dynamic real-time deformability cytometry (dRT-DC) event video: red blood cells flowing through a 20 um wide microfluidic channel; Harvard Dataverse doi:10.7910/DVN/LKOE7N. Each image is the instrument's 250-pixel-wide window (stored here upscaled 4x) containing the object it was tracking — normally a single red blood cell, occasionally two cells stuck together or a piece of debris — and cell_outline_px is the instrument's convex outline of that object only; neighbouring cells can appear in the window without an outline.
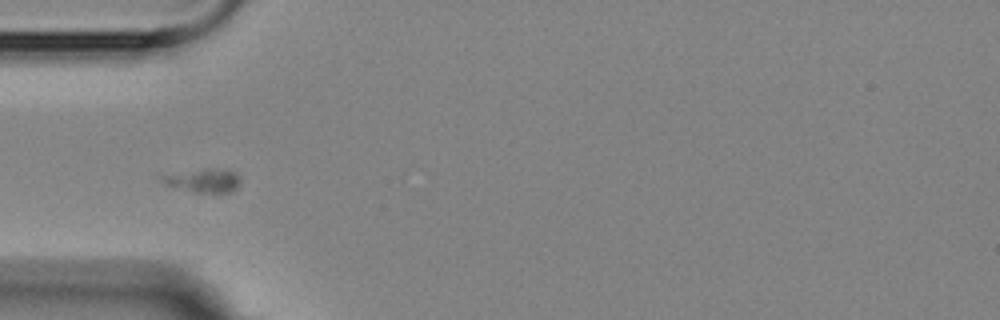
{"species": "Egyptian fruit bat (a non-hibernating species)", "species_latin": "Rousettus aegyptiacus", "temperature_condition": "room temperature", "stored_images_in_passage": 6, "camera_frame_rate_fps": 3000, "um_per_image_px": 0.085, "animal": {"sex": "female"}, "frame": {"image": 1, "passage_image": 5, "time_ms": 4.667, "image_size_px": [1000, 320], "cell_outline_px": [[240, 184], [232, 192], [192, 192], [168, 184], [156, 176], [208, 168], [236, 172], [240, 180]], "centroid_in_image_um": [17.32, 15.34], "position_along_channel_um": 67.7, "area_um2": 10.46}}